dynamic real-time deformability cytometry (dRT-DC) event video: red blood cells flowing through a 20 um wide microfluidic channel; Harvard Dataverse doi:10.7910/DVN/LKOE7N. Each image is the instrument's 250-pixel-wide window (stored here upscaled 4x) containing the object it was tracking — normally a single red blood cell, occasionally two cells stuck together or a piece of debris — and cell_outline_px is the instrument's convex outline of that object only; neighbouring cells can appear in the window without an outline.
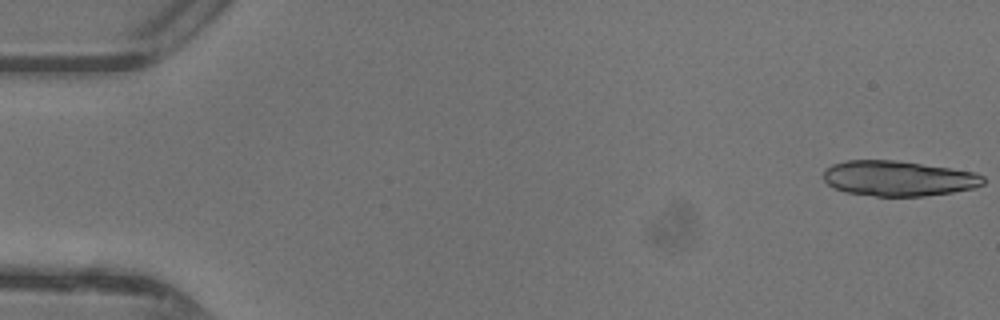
{"species": "common noctule bat (a hibernating species)", "species_latin": "Nyctalus noctula", "temperature_condition": "warm", "stored_images_in_passage": 16, "camera_frame_rate_fps": 3000, "um_per_image_px": 0.085, "animal": {"sex": "female"}, "frame": {"image": 1, "passage_image": 1, "time_ms": 0.0, "image_size_px": [1000, 320], "cell_outline_px": [[984, 184], [976, 188], [952, 192], [924, 196], [876, 196], [844, 192], [828, 184], [824, 180], [824, 172], [832, 164], [848, 160], [892, 160], [948, 168], [972, 172], [984, 176]], "centroid_in_image_um": [76.36, 15.17], "position_along_channel_um": 8.6, "area_um2": 32.54}}